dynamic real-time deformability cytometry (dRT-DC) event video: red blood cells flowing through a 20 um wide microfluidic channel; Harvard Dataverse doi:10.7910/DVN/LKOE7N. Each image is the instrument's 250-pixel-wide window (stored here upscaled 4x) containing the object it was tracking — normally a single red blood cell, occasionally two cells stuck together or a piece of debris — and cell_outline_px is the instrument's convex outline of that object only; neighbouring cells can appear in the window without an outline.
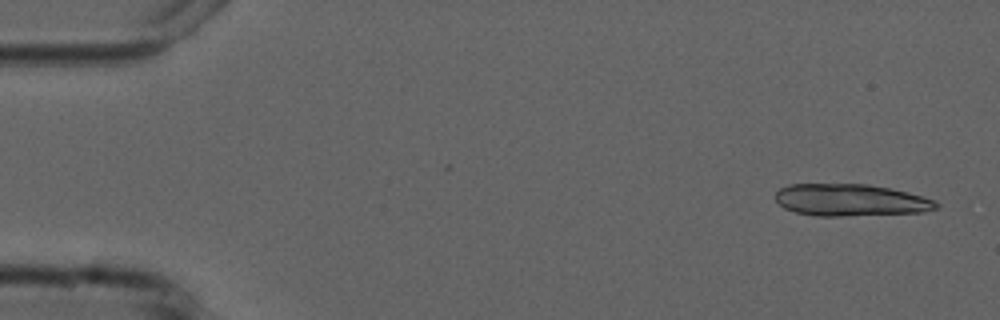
{"species": "common noctule bat (a hibernating species)", "species_latin": "Nyctalus noctula", "temperature_condition": "cold", "stored_images_in_passage": 4, "camera_frame_rate_fps": 3000, "um_per_image_px": 0.085, "animal": {"sex": "male", "forearm_length_mm": 52.5}, "frame": {"image": 1, "passage_image": 1, "time_ms": 0.0, "image_size_px": [1000, 320], "cell_outline_px": [[940, 208], [924, 212], [840, 216], [816, 216], [796, 212], [784, 208], [776, 200], [776, 192], [780, 188], [788, 184], [868, 184], [908, 192], [924, 196], [936, 200], [940, 204]], "centroid_in_image_um": [72.34, 17.01], "position_along_channel_um": 12.7, "area_um2": 30.17}}